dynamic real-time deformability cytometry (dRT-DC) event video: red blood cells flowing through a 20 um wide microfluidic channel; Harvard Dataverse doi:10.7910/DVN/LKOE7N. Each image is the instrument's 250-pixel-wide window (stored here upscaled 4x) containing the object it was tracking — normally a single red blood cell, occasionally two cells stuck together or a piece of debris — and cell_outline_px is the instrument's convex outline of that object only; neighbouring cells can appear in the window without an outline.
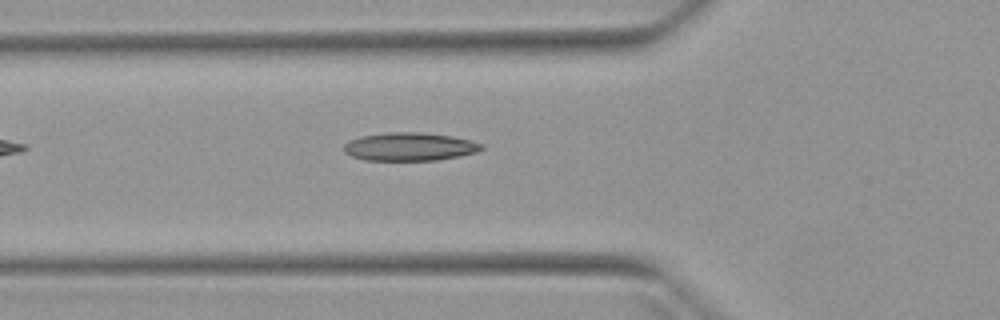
{"species": "Egyptian fruit bat (a non-hibernating species)", "species_latin": "Rousettus aegyptiacus", "temperature_condition": "warm", "stored_images_in_passage": 6, "camera_frame_rate_fps": 3000, "um_per_image_px": 0.085, "animal": {"sex": "female"}, "frame": {"image": 1, "passage_image": 6, "time_ms": 7.333, "image_size_px": [1000, 320], "cell_outline_px": [[484, 148], [476, 152], [460, 156], [436, 160], [364, 160], [352, 156], [344, 152], [344, 144], [348, 140], [360, 136], [388, 132], [420, 132], [452, 136], [484, 144]], "centroid_in_image_um": [34.8, 12.46], "position_along_channel_um": 91.0, "area_um2": 22.66}}